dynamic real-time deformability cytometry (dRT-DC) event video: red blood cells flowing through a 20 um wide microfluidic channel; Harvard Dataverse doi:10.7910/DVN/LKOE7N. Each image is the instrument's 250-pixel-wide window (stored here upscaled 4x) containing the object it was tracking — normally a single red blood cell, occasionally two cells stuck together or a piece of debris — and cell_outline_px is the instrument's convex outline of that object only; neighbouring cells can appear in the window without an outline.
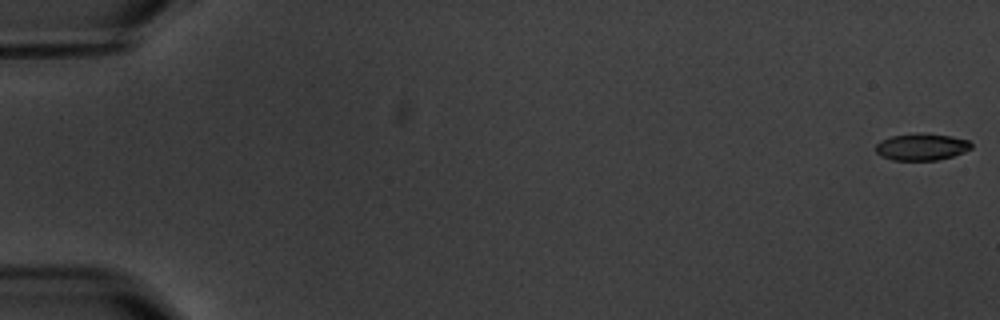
{"species": "common noctule bat (a hibernating species)", "species_latin": "Nyctalus noctula", "temperature_condition": "warm", "stored_images_in_passage": 6, "camera_frame_rate_fps": 3000, "um_per_image_px": 0.085, "animal": {"sex": "male", "body_mass_g": 20.1, "forearm_length_mm": 53.5}, "frame": {"image": 1, "passage_image": 1, "time_ms": 0.0, "image_size_px": [1000, 320], "cell_outline_px": [[972, 148], [964, 152], [952, 156], [936, 160], [892, 160], [880, 156], [876, 152], [876, 144], [880, 140], [892, 136], [916, 132], [952, 136], [968, 140], [972, 144]], "centroid_in_image_um": [78.32, 12.47], "position_along_channel_um": 6.7, "area_um2": 15.09}}
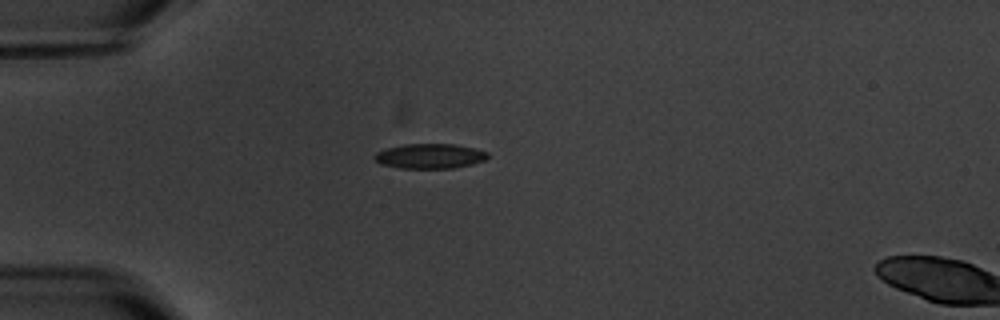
{"frame": {"image": 2, "passage_image": 5, "time_ms": 5.333, "image_size_px": [1000, 320], "cell_outline_px": [[488, 156], [484, 160], [472, 164], [452, 168], [400, 168], [380, 164], [372, 156], [376, 152], [388, 148], [404, 144], [456, 144], [488, 152]], "centroid_in_image_um": [36.51, 13.27], "position_along_channel_um": 48.5, "area_um2": 16.3}}